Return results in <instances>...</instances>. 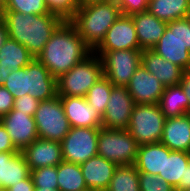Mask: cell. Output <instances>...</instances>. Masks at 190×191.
<instances>
[{"label":"cell","mask_w":190,"mask_h":191,"mask_svg":"<svg viewBox=\"0 0 190 191\" xmlns=\"http://www.w3.org/2000/svg\"><path fill=\"white\" fill-rule=\"evenodd\" d=\"M33 191H59L58 189H44L35 187Z\"/></svg>","instance_id":"bcb514c9"},{"label":"cell","mask_w":190,"mask_h":191,"mask_svg":"<svg viewBox=\"0 0 190 191\" xmlns=\"http://www.w3.org/2000/svg\"><path fill=\"white\" fill-rule=\"evenodd\" d=\"M40 101L35 99L30 94H25L20 98L15 99L14 109L20 110V112L25 113L26 115L34 116Z\"/></svg>","instance_id":"8d00e7d4"},{"label":"cell","mask_w":190,"mask_h":191,"mask_svg":"<svg viewBox=\"0 0 190 191\" xmlns=\"http://www.w3.org/2000/svg\"><path fill=\"white\" fill-rule=\"evenodd\" d=\"M38 138L61 142L70 131L60 96L40 101L34 114Z\"/></svg>","instance_id":"ba28073f"},{"label":"cell","mask_w":190,"mask_h":191,"mask_svg":"<svg viewBox=\"0 0 190 191\" xmlns=\"http://www.w3.org/2000/svg\"><path fill=\"white\" fill-rule=\"evenodd\" d=\"M139 146L128 130L99 129L98 155L118 166L135 164Z\"/></svg>","instance_id":"8992f818"},{"label":"cell","mask_w":190,"mask_h":191,"mask_svg":"<svg viewBox=\"0 0 190 191\" xmlns=\"http://www.w3.org/2000/svg\"><path fill=\"white\" fill-rule=\"evenodd\" d=\"M141 50H151L163 36L167 22L144 11L131 15Z\"/></svg>","instance_id":"ac0fdd59"},{"label":"cell","mask_w":190,"mask_h":191,"mask_svg":"<svg viewBox=\"0 0 190 191\" xmlns=\"http://www.w3.org/2000/svg\"><path fill=\"white\" fill-rule=\"evenodd\" d=\"M120 8L122 15L131 16L147 11L148 0H114Z\"/></svg>","instance_id":"d590c367"},{"label":"cell","mask_w":190,"mask_h":191,"mask_svg":"<svg viewBox=\"0 0 190 191\" xmlns=\"http://www.w3.org/2000/svg\"><path fill=\"white\" fill-rule=\"evenodd\" d=\"M8 37L24 45L34 57L42 52L53 32L63 22L50 12L42 15H25L15 11H2Z\"/></svg>","instance_id":"7a4b0ae2"},{"label":"cell","mask_w":190,"mask_h":191,"mask_svg":"<svg viewBox=\"0 0 190 191\" xmlns=\"http://www.w3.org/2000/svg\"><path fill=\"white\" fill-rule=\"evenodd\" d=\"M121 15L119 5L111 0L105 3L79 6L70 22L86 45L94 51Z\"/></svg>","instance_id":"3957f363"},{"label":"cell","mask_w":190,"mask_h":191,"mask_svg":"<svg viewBox=\"0 0 190 191\" xmlns=\"http://www.w3.org/2000/svg\"><path fill=\"white\" fill-rule=\"evenodd\" d=\"M180 85L189 100V113H190V69L184 70Z\"/></svg>","instance_id":"60d3db41"},{"label":"cell","mask_w":190,"mask_h":191,"mask_svg":"<svg viewBox=\"0 0 190 191\" xmlns=\"http://www.w3.org/2000/svg\"><path fill=\"white\" fill-rule=\"evenodd\" d=\"M6 128L15 148L22 152L28 145L38 139V132L33 116L26 115L14 108L0 119Z\"/></svg>","instance_id":"4fadbf2b"},{"label":"cell","mask_w":190,"mask_h":191,"mask_svg":"<svg viewBox=\"0 0 190 191\" xmlns=\"http://www.w3.org/2000/svg\"><path fill=\"white\" fill-rule=\"evenodd\" d=\"M64 113L71 127L101 128L102 117L85 97L60 96Z\"/></svg>","instance_id":"9a60e30c"},{"label":"cell","mask_w":190,"mask_h":191,"mask_svg":"<svg viewBox=\"0 0 190 191\" xmlns=\"http://www.w3.org/2000/svg\"><path fill=\"white\" fill-rule=\"evenodd\" d=\"M80 167L88 189L106 191L118 165L96 155Z\"/></svg>","instance_id":"e0dca14e"},{"label":"cell","mask_w":190,"mask_h":191,"mask_svg":"<svg viewBox=\"0 0 190 191\" xmlns=\"http://www.w3.org/2000/svg\"><path fill=\"white\" fill-rule=\"evenodd\" d=\"M158 105L165 118L189 113V100L180 84L165 87Z\"/></svg>","instance_id":"d4e9b609"},{"label":"cell","mask_w":190,"mask_h":191,"mask_svg":"<svg viewBox=\"0 0 190 191\" xmlns=\"http://www.w3.org/2000/svg\"><path fill=\"white\" fill-rule=\"evenodd\" d=\"M190 188V163L186 167L184 190Z\"/></svg>","instance_id":"ee69618b"},{"label":"cell","mask_w":190,"mask_h":191,"mask_svg":"<svg viewBox=\"0 0 190 191\" xmlns=\"http://www.w3.org/2000/svg\"><path fill=\"white\" fill-rule=\"evenodd\" d=\"M134 106L127 87L113 86L102 117V127L127 130Z\"/></svg>","instance_id":"8fae6325"},{"label":"cell","mask_w":190,"mask_h":191,"mask_svg":"<svg viewBox=\"0 0 190 191\" xmlns=\"http://www.w3.org/2000/svg\"><path fill=\"white\" fill-rule=\"evenodd\" d=\"M3 86L15 99L29 94V64L24 68L12 71Z\"/></svg>","instance_id":"4dcf8cb0"},{"label":"cell","mask_w":190,"mask_h":191,"mask_svg":"<svg viewBox=\"0 0 190 191\" xmlns=\"http://www.w3.org/2000/svg\"><path fill=\"white\" fill-rule=\"evenodd\" d=\"M48 11L61 18L70 21L79 8V0H45Z\"/></svg>","instance_id":"836d02e7"},{"label":"cell","mask_w":190,"mask_h":191,"mask_svg":"<svg viewBox=\"0 0 190 191\" xmlns=\"http://www.w3.org/2000/svg\"><path fill=\"white\" fill-rule=\"evenodd\" d=\"M134 165L138 172L164 176L165 145L161 142L140 145Z\"/></svg>","instance_id":"603a6c76"},{"label":"cell","mask_w":190,"mask_h":191,"mask_svg":"<svg viewBox=\"0 0 190 191\" xmlns=\"http://www.w3.org/2000/svg\"><path fill=\"white\" fill-rule=\"evenodd\" d=\"M141 50L131 16L121 15L94 51Z\"/></svg>","instance_id":"7c38bea8"},{"label":"cell","mask_w":190,"mask_h":191,"mask_svg":"<svg viewBox=\"0 0 190 191\" xmlns=\"http://www.w3.org/2000/svg\"><path fill=\"white\" fill-rule=\"evenodd\" d=\"M35 188L31 175L26 179L12 185L6 191H33Z\"/></svg>","instance_id":"ab89813d"},{"label":"cell","mask_w":190,"mask_h":191,"mask_svg":"<svg viewBox=\"0 0 190 191\" xmlns=\"http://www.w3.org/2000/svg\"><path fill=\"white\" fill-rule=\"evenodd\" d=\"M102 61L103 75L114 85L126 87L142 62V50L93 51Z\"/></svg>","instance_id":"9c48e42d"},{"label":"cell","mask_w":190,"mask_h":191,"mask_svg":"<svg viewBox=\"0 0 190 191\" xmlns=\"http://www.w3.org/2000/svg\"><path fill=\"white\" fill-rule=\"evenodd\" d=\"M5 2H6V0H0V10L1 11L4 10Z\"/></svg>","instance_id":"7dc6e473"},{"label":"cell","mask_w":190,"mask_h":191,"mask_svg":"<svg viewBox=\"0 0 190 191\" xmlns=\"http://www.w3.org/2000/svg\"><path fill=\"white\" fill-rule=\"evenodd\" d=\"M34 57L28 49L17 41L7 38L0 48V67L19 70L26 67Z\"/></svg>","instance_id":"4316f807"},{"label":"cell","mask_w":190,"mask_h":191,"mask_svg":"<svg viewBox=\"0 0 190 191\" xmlns=\"http://www.w3.org/2000/svg\"><path fill=\"white\" fill-rule=\"evenodd\" d=\"M30 169L22 152H0V190L26 179Z\"/></svg>","instance_id":"44dd1931"},{"label":"cell","mask_w":190,"mask_h":191,"mask_svg":"<svg viewBox=\"0 0 190 191\" xmlns=\"http://www.w3.org/2000/svg\"><path fill=\"white\" fill-rule=\"evenodd\" d=\"M12 68L0 67V86L4 85V82L8 78V75L12 72Z\"/></svg>","instance_id":"7bdbcfd3"},{"label":"cell","mask_w":190,"mask_h":191,"mask_svg":"<svg viewBox=\"0 0 190 191\" xmlns=\"http://www.w3.org/2000/svg\"><path fill=\"white\" fill-rule=\"evenodd\" d=\"M160 142L172 151L190 153V113L166 118Z\"/></svg>","instance_id":"d6986e66"},{"label":"cell","mask_w":190,"mask_h":191,"mask_svg":"<svg viewBox=\"0 0 190 191\" xmlns=\"http://www.w3.org/2000/svg\"><path fill=\"white\" fill-rule=\"evenodd\" d=\"M126 87L135 104H158L165 88L142 64Z\"/></svg>","instance_id":"5bb4252c"},{"label":"cell","mask_w":190,"mask_h":191,"mask_svg":"<svg viewBox=\"0 0 190 191\" xmlns=\"http://www.w3.org/2000/svg\"><path fill=\"white\" fill-rule=\"evenodd\" d=\"M30 171L48 166H57L63 161L61 143L38 138L22 151Z\"/></svg>","instance_id":"2e32d148"},{"label":"cell","mask_w":190,"mask_h":191,"mask_svg":"<svg viewBox=\"0 0 190 191\" xmlns=\"http://www.w3.org/2000/svg\"><path fill=\"white\" fill-rule=\"evenodd\" d=\"M85 191H98V190L87 189V190H85Z\"/></svg>","instance_id":"f907efd6"},{"label":"cell","mask_w":190,"mask_h":191,"mask_svg":"<svg viewBox=\"0 0 190 191\" xmlns=\"http://www.w3.org/2000/svg\"><path fill=\"white\" fill-rule=\"evenodd\" d=\"M106 191H140L139 172L136 166H118Z\"/></svg>","instance_id":"f1b7e54d"},{"label":"cell","mask_w":190,"mask_h":191,"mask_svg":"<svg viewBox=\"0 0 190 191\" xmlns=\"http://www.w3.org/2000/svg\"><path fill=\"white\" fill-rule=\"evenodd\" d=\"M114 85L103 75L98 81L89 89L85 99L88 104L92 105L98 114L103 117L106 110V105Z\"/></svg>","instance_id":"f546056e"},{"label":"cell","mask_w":190,"mask_h":191,"mask_svg":"<svg viewBox=\"0 0 190 191\" xmlns=\"http://www.w3.org/2000/svg\"><path fill=\"white\" fill-rule=\"evenodd\" d=\"M141 64L165 87L180 84L184 69L165 60L152 50H142Z\"/></svg>","instance_id":"ffe728a7"},{"label":"cell","mask_w":190,"mask_h":191,"mask_svg":"<svg viewBox=\"0 0 190 191\" xmlns=\"http://www.w3.org/2000/svg\"><path fill=\"white\" fill-rule=\"evenodd\" d=\"M189 6L190 0H148L147 11L168 23L186 18Z\"/></svg>","instance_id":"484cf974"},{"label":"cell","mask_w":190,"mask_h":191,"mask_svg":"<svg viewBox=\"0 0 190 191\" xmlns=\"http://www.w3.org/2000/svg\"><path fill=\"white\" fill-rule=\"evenodd\" d=\"M151 50L184 70L190 69V21L182 18L168 22L163 36Z\"/></svg>","instance_id":"277c9868"},{"label":"cell","mask_w":190,"mask_h":191,"mask_svg":"<svg viewBox=\"0 0 190 191\" xmlns=\"http://www.w3.org/2000/svg\"><path fill=\"white\" fill-rule=\"evenodd\" d=\"M140 191H175L165 180L156 175L139 172Z\"/></svg>","instance_id":"e575fe53"},{"label":"cell","mask_w":190,"mask_h":191,"mask_svg":"<svg viewBox=\"0 0 190 191\" xmlns=\"http://www.w3.org/2000/svg\"><path fill=\"white\" fill-rule=\"evenodd\" d=\"M57 183L59 191H85V183L80 164L62 161L57 165Z\"/></svg>","instance_id":"83f0119b"},{"label":"cell","mask_w":190,"mask_h":191,"mask_svg":"<svg viewBox=\"0 0 190 191\" xmlns=\"http://www.w3.org/2000/svg\"><path fill=\"white\" fill-rule=\"evenodd\" d=\"M8 38L7 28L3 20L0 21V48L4 45Z\"/></svg>","instance_id":"b9f144b4"},{"label":"cell","mask_w":190,"mask_h":191,"mask_svg":"<svg viewBox=\"0 0 190 191\" xmlns=\"http://www.w3.org/2000/svg\"><path fill=\"white\" fill-rule=\"evenodd\" d=\"M102 76V61L97 54L92 52L83 61L57 78V95L85 97L89 89Z\"/></svg>","instance_id":"5b68a950"},{"label":"cell","mask_w":190,"mask_h":191,"mask_svg":"<svg viewBox=\"0 0 190 191\" xmlns=\"http://www.w3.org/2000/svg\"><path fill=\"white\" fill-rule=\"evenodd\" d=\"M14 101V96L4 86H0V119L14 108Z\"/></svg>","instance_id":"74e56055"},{"label":"cell","mask_w":190,"mask_h":191,"mask_svg":"<svg viewBox=\"0 0 190 191\" xmlns=\"http://www.w3.org/2000/svg\"><path fill=\"white\" fill-rule=\"evenodd\" d=\"M100 128L71 127L61 143L64 161L82 164L98 155L97 142Z\"/></svg>","instance_id":"30bf717a"},{"label":"cell","mask_w":190,"mask_h":191,"mask_svg":"<svg viewBox=\"0 0 190 191\" xmlns=\"http://www.w3.org/2000/svg\"><path fill=\"white\" fill-rule=\"evenodd\" d=\"M0 152H18V150L12 143V140L6 128L3 126L1 122H0Z\"/></svg>","instance_id":"f35d334b"},{"label":"cell","mask_w":190,"mask_h":191,"mask_svg":"<svg viewBox=\"0 0 190 191\" xmlns=\"http://www.w3.org/2000/svg\"><path fill=\"white\" fill-rule=\"evenodd\" d=\"M3 11H15L25 15L49 13L45 0H6Z\"/></svg>","instance_id":"1f68e13d"},{"label":"cell","mask_w":190,"mask_h":191,"mask_svg":"<svg viewBox=\"0 0 190 191\" xmlns=\"http://www.w3.org/2000/svg\"><path fill=\"white\" fill-rule=\"evenodd\" d=\"M92 52L74 25L70 21H63L53 32L37 59L57 79Z\"/></svg>","instance_id":"6da1fadb"},{"label":"cell","mask_w":190,"mask_h":191,"mask_svg":"<svg viewBox=\"0 0 190 191\" xmlns=\"http://www.w3.org/2000/svg\"><path fill=\"white\" fill-rule=\"evenodd\" d=\"M2 20V11L0 10V21Z\"/></svg>","instance_id":"681fc988"},{"label":"cell","mask_w":190,"mask_h":191,"mask_svg":"<svg viewBox=\"0 0 190 191\" xmlns=\"http://www.w3.org/2000/svg\"><path fill=\"white\" fill-rule=\"evenodd\" d=\"M186 18L190 21V6H189V9H188V13H187V17Z\"/></svg>","instance_id":"c3c4849f"},{"label":"cell","mask_w":190,"mask_h":191,"mask_svg":"<svg viewBox=\"0 0 190 191\" xmlns=\"http://www.w3.org/2000/svg\"><path fill=\"white\" fill-rule=\"evenodd\" d=\"M33 184L37 188L58 189L57 166H48L30 171Z\"/></svg>","instance_id":"d6a6232c"},{"label":"cell","mask_w":190,"mask_h":191,"mask_svg":"<svg viewBox=\"0 0 190 191\" xmlns=\"http://www.w3.org/2000/svg\"><path fill=\"white\" fill-rule=\"evenodd\" d=\"M190 163V153L172 151L165 146L164 176H158L175 188V191L184 190L186 167Z\"/></svg>","instance_id":"cb8c5ba5"},{"label":"cell","mask_w":190,"mask_h":191,"mask_svg":"<svg viewBox=\"0 0 190 191\" xmlns=\"http://www.w3.org/2000/svg\"><path fill=\"white\" fill-rule=\"evenodd\" d=\"M111 0H79V6L82 5H89V4H94V3H105Z\"/></svg>","instance_id":"f6af8a7d"},{"label":"cell","mask_w":190,"mask_h":191,"mask_svg":"<svg viewBox=\"0 0 190 191\" xmlns=\"http://www.w3.org/2000/svg\"><path fill=\"white\" fill-rule=\"evenodd\" d=\"M29 94L39 101L57 95V79L37 58L29 63Z\"/></svg>","instance_id":"7402d4cb"},{"label":"cell","mask_w":190,"mask_h":191,"mask_svg":"<svg viewBox=\"0 0 190 191\" xmlns=\"http://www.w3.org/2000/svg\"><path fill=\"white\" fill-rule=\"evenodd\" d=\"M166 118L158 104H135L127 130L139 145L160 142Z\"/></svg>","instance_id":"52a82bcc"}]
</instances>
